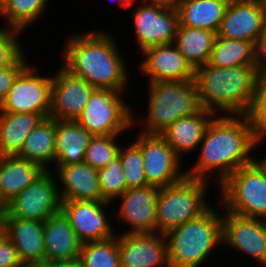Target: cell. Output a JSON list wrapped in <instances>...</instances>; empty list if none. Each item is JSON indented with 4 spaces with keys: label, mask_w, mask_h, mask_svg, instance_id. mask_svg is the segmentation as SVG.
Instances as JSON below:
<instances>
[{
    "label": "cell",
    "mask_w": 266,
    "mask_h": 267,
    "mask_svg": "<svg viewBox=\"0 0 266 267\" xmlns=\"http://www.w3.org/2000/svg\"><path fill=\"white\" fill-rule=\"evenodd\" d=\"M200 145V156L186 169V176L208 181L217 170L219 186L234 171L252 163L250 154L257 143L246 115L222 114L211 120Z\"/></svg>",
    "instance_id": "6da1fadb"
},
{
    "label": "cell",
    "mask_w": 266,
    "mask_h": 267,
    "mask_svg": "<svg viewBox=\"0 0 266 267\" xmlns=\"http://www.w3.org/2000/svg\"><path fill=\"white\" fill-rule=\"evenodd\" d=\"M69 36L61 53L62 66L94 88L125 93L131 77L114 36L100 30Z\"/></svg>",
    "instance_id": "7a4b0ae2"
},
{
    "label": "cell",
    "mask_w": 266,
    "mask_h": 267,
    "mask_svg": "<svg viewBox=\"0 0 266 267\" xmlns=\"http://www.w3.org/2000/svg\"><path fill=\"white\" fill-rule=\"evenodd\" d=\"M255 65L195 69L194 82L201 108L218 115H245L253 100L258 78ZM220 110V111H219ZM218 112V113H217Z\"/></svg>",
    "instance_id": "3957f363"
},
{
    "label": "cell",
    "mask_w": 266,
    "mask_h": 267,
    "mask_svg": "<svg viewBox=\"0 0 266 267\" xmlns=\"http://www.w3.org/2000/svg\"><path fill=\"white\" fill-rule=\"evenodd\" d=\"M170 267H201L222 241V214L211 206L165 235ZM220 244V245H219ZM211 253V254H210Z\"/></svg>",
    "instance_id": "277c9868"
},
{
    "label": "cell",
    "mask_w": 266,
    "mask_h": 267,
    "mask_svg": "<svg viewBox=\"0 0 266 267\" xmlns=\"http://www.w3.org/2000/svg\"><path fill=\"white\" fill-rule=\"evenodd\" d=\"M148 86L147 116L138 119L144 126L142 134H160L177 119L201 109L194 80L149 82Z\"/></svg>",
    "instance_id": "5b68a950"
},
{
    "label": "cell",
    "mask_w": 266,
    "mask_h": 267,
    "mask_svg": "<svg viewBox=\"0 0 266 267\" xmlns=\"http://www.w3.org/2000/svg\"><path fill=\"white\" fill-rule=\"evenodd\" d=\"M208 184L206 180L185 176L175 184L160 188L156 203V233L165 235L204 213L210 207L205 199Z\"/></svg>",
    "instance_id": "8992f818"
},
{
    "label": "cell",
    "mask_w": 266,
    "mask_h": 267,
    "mask_svg": "<svg viewBox=\"0 0 266 267\" xmlns=\"http://www.w3.org/2000/svg\"><path fill=\"white\" fill-rule=\"evenodd\" d=\"M219 188L225 211L266 220V178L253 163L234 171Z\"/></svg>",
    "instance_id": "52a82bcc"
},
{
    "label": "cell",
    "mask_w": 266,
    "mask_h": 267,
    "mask_svg": "<svg viewBox=\"0 0 266 267\" xmlns=\"http://www.w3.org/2000/svg\"><path fill=\"white\" fill-rule=\"evenodd\" d=\"M122 93L96 88L75 121L93 136L120 135L128 128L130 130L136 125V116L133 115L132 106L123 100Z\"/></svg>",
    "instance_id": "ba28073f"
},
{
    "label": "cell",
    "mask_w": 266,
    "mask_h": 267,
    "mask_svg": "<svg viewBox=\"0 0 266 267\" xmlns=\"http://www.w3.org/2000/svg\"><path fill=\"white\" fill-rule=\"evenodd\" d=\"M53 169L44 171L1 210V218L31 219L44 222L61 210V199Z\"/></svg>",
    "instance_id": "9c48e42d"
},
{
    "label": "cell",
    "mask_w": 266,
    "mask_h": 267,
    "mask_svg": "<svg viewBox=\"0 0 266 267\" xmlns=\"http://www.w3.org/2000/svg\"><path fill=\"white\" fill-rule=\"evenodd\" d=\"M36 65L28 64L15 78L0 112L37 113L49 117L52 76H40Z\"/></svg>",
    "instance_id": "30bf717a"
},
{
    "label": "cell",
    "mask_w": 266,
    "mask_h": 267,
    "mask_svg": "<svg viewBox=\"0 0 266 267\" xmlns=\"http://www.w3.org/2000/svg\"><path fill=\"white\" fill-rule=\"evenodd\" d=\"M135 139L140 147L148 185L163 188L181 181L186 171H181L182 160L160 134H142Z\"/></svg>",
    "instance_id": "8fae6325"
},
{
    "label": "cell",
    "mask_w": 266,
    "mask_h": 267,
    "mask_svg": "<svg viewBox=\"0 0 266 267\" xmlns=\"http://www.w3.org/2000/svg\"><path fill=\"white\" fill-rule=\"evenodd\" d=\"M139 51L173 43L179 25L177 9H167L139 1L131 13Z\"/></svg>",
    "instance_id": "7c38bea8"
},
{
    "label": "cell",
    "mask_w": 266,
    "mask_h": 267,
    "mask_svg": "<svg viewBox=\"0 0 266 267\" xmlns=\"http://www.w3.org/2000/svg\"><path fill=\"white\" fill-rule=\"evenodd\" d=\"M222 214L223 245L255 259L266 267V220L241 216L231 212Z\"/></svg>",
    "instance_id": "4fadbf2b"
},
{
    "label": "cell",
    "mask_w": 266,
    "mask_h": 267,
    "mask_svg": "<svg viewBox=\"0 0 266 267\" xmlns=\"http://www.w3.org/2000/svg\"><path fill=\"white\" fill-rule=\"evenodd\" d=\"M109 205L106 201H61L60 211L83 244L116 235L105 212Z\"/></svg>",
    "instance_id": "5bb4252c"
},
{
    "label": "cell",
    "mask_w": 266,
    "mask_h": 267,
    "mask_svg": "<svg viewBox=\"0 0 266 267\" xmlns=\"http://www.w3.org/2000/svg\"><path fill=\"white\" fill-rule=\"evenodd\" d=\"M95 89L61 66L57 75L52 76L49 117L76 120Z\"/></svg>",
    "instance_id": "9a60e30c"
},
{
    "label": "cell",
    "mask_w": 266,
    "mask_h": 267,
    "mask_svg": "<svg viewBox=\"0 0 266 267\" xmlns=\"http://www.w3.org/2000/svg\"><path fill=\"white\" fill-rule=\"evenodd\" d=\"M120 267H170L167 241L159 233L118 234Z\"/></svg>",
    "instance_id": "2e32d148"
},
{
    "label": "cell",
    "mask_w": 266,
    "mask_h": 267,
    "mask_svg": "<svg viewBox=\"0 0 266 267\" xmlns=\"http://www.w3.org/2000/svg\"><path fill=\"white\" fill-rule=\"evenodd\" d=\"M141 54L145 58L137 71L149 82L194 80L195 69L173 43L148 47Z\"/></svg>",
    "instance_id": "e0dca14e"
},
{
    "label": "cell",
    "mask_w": 266,
    "mask_h": 267,
    "mask_svg": "<svg viewBox=\"0 0 266 267\" xmlns=\"http://www.w3.org/2000/svg\"><path fill=\"white\" fill-rule=\"evenodd\" d=\"M160 188L147 185L127 189L117 199L121 200L119 221L129 224L123 234L156 233V203Z\"/></svg>",
    "instance_id": "ac0fdd59"
},
{
    "label": "cell",
    "mask_w": 266,
    "mask_h": 267,
    "mask_svg": "<svg viewBox=\"0 0 266 267\" xmlns=\"http://www.w3.org/2000/svg\"><path fill=\"white\" fill-rule=\"evenodd\" d=\"M266 25V15L254 0H230L217 37L256 43Z\"/></svg>",
    "instance_id": "d6986e66"
},
{
    "label": "cell",
    "mask_w": 266,
    "mask_h": 267,
    "mask_svg": "<svg viewBox=\"0 0 266 267\" xmlns=\"http://www.w3.org/2000/svg\"><path fill=\"white\" fill-rule=\"evenodd\" d=\"M54 167L56 181L62 184H58L61 201H104L96 169L85 162Z\"/></svg>",
    "instance_id": "ffe728a7"
},
{
    "label": "cell",
    "mask_w": 266,
    "mask_h": 267,
    "mask_svg": "<svg viewBox=\"0 0 266 267\" xmlns=\"http://www.w3.org/2000/svg\"><path fill=\"white\" fill-rule=\"evenodd\" d=\"M6 237L16 247L25 267H36L44 262L43 222L31 219L2 218Z\"/></svg>",
    "instance_id": "44dd1931"
},
{
    "label": "cell",
    "mask_w": 266,
    "mask_h": 267,
    "mask_svg": "<svg viewBox=\"0 0 266 267\" xmlns=\"http://www.w3.org/2000/svg\"><path fill=\"white\" fill-rule=\"evenodd\" d=\"M215 116L213 112L201 108L195 114L174 121L160 133V136L182 160V155L197 150L208 125Z\"/></svg>",
    "instance_id": "7402d4cb"
},
{
    "label": "cell",
    "mask_w": 266,
    "mask_h": 267,
    "mask_svg": "<svg viewBox=\"0 0 266 267\" xmlns=\"http://www.w3.org/2000/svg\"><path fill=\"white\" fill-rule=\"evenodd\" d=\"M44 261H69L79 258L82 243L60 211L43 222Z\"/></svg>",
    "instance_id": "603a6c76"
},
{
    "label": "cell",
    "mask_w": 266,
    "mask_h": 267,
    "mask_svg": "<svg viewBox=\"0 0 266 267\" xmlns=\"http://www.w3.org/2000/svg\"><path fill=\"white\" fill-rule=\"evenodd\" d=\"M44 171L38 164L16 155L0 156V210Z\"/></svg>",
    "instance_id": "cb8c5ba5"
},
{
    "label": "cell",
    "mask_w": 266,
    "mask_h": 267,
    "mask_svg": "<svg viewBox=\"0 0 266 267\" xmlns=\"http://www.w3.org/2000/svg\"><path fill=\"white\" fill-rule=\"evenodd\" d=\"M93 135L75 120H56L55 165L82 163Z\"/></svg>",
    "instance_id": "d4e9b609"
},
{
    "label": "cell",
    "mask_w": 266,
    "mask_h": 267,
    "mask_svg": "<svg viewBox=\"0 0 266 267\" xmlns=\"http://www.w3.org/2000/svg\"><path fill=\"white\" fill-rule=\"evenodd\" d=\"M230 0H180L179 25L217 33Z\"/></svg>",
    "instance_id": "484cf974"
},
{
    "label": "cell",
    "mask_w": 266,
    "mask_h": 267,
    "mask_svg": "<svg viewBox=\"0 0 266 267\" xmlns=\"http://www.w3.org/2000/svg\"><path fill=\"white\" fill-rule=\"evenodd\" d=\"M44 118L37 113L0 112V156L17 155L27 135Z\"/></svg>",
    "instance_id": "4316f807"
},
{
    "label": "cell",
    "mask_w": 266,
    "mask_h": 267,
    "mask_svg": "<svg viewBox=\"0 0 266 267\" xmlns=\"http://www.w3.org/2000/svg\"><path fill=\"white\" fill-rule=\"evenodd\" d=\"M55 135L56 120L44 118L27 135L20 152L19 158L38 164L43 170H51L48 164L55 161Z\"/></svg>",
    "instance_id": "83f0119b"
},
{
    "label": "cell",
    "mask_w": 266,
    "mask_h": 267,
    "mask_svg": "<svg viewBox=\"0 0 266 267\" xmlns=\"http://www.w3.org/2000/svg\"><path fill=\"white\" fill-rule=\"evenodd\" d=\"M216 36L214 31L178 25L173 44L196 69L209 62Z\"/></svg>",
    "instance_id": "f1b7e54d"
},
{
    "label": "cell",
    "mask_w": 266,
    "mask_h": 267,
    "mask_svg": "<svg viewBox=\"0 0 266 267\" xmlns=\"http://www.w3.org/2000/svg\"><path fill=\"white\" fill-rule=\"evenodd\" d=\"M208 63L216 67L255 65L254 43L216 36Z\"/></svg>",
    "instance_id": "f546056e"
},
{
    "label": "cell",
    "mask_w": 266,
    "mask_h": 267,
    "mask_svg": "<svg viewBox=\"0 0 266 267\" xmlns=\"http://www.w3.org/2000/svg\"><path fill=\"white\" fill-rule=\"evenodd\" d=\"M49 0H0V18L7 27L24 29L44 16ZM42 15V16H41Z\"/></svg>",
    "instance_id": "4dcf8cb0"
},
{
    "label": "cell",
    "mask_w": 266,
    "mask_h": 267,
    "mask_svg": "<svg viewBox=\"0 0 266 267\" xmlns=\"http://www.w3.org/2000/svg\"><path fill=\"white\" fill-rule=\"evenodd\" d=\"M79 260L83 267H120L117 234L81 245Z\"/></svg>",
    "instance_id": "1f68e13d"
},
{
    "label": "cell",
    "mask_w": 266,
    "mask_h": 267,
    "mask_svg": "<svg viewBox=\"0 0 266 267\" xmlns=\"http://www.w3.org/2000/svg\"><path fill=\"white\" fill-rule=\"evenodd\" d=\"M119 135H96L86 148L83 162L96 170L106 167L119 154ZM118 143V144H117Z\"/></svg>",
    "instance_id": "d6a6232c"
},
{
    "label": "cell",
    "mask_w": 266,
    "mask_h": 267,
    "mask_svg": "<svg viewBox=\"0 0 266 267\" xmlns=\"http://www.w3.org/2000/svg\"><path fill=\"white\" fill-rule=\"evenodd\" d=\"M118 155L123 167L127 189L147 186L140 147L133 141L127 147L120 146Z\"/></svg>",
    "instance_id": "836d02e7"
},
{
    "label": "cell",
    "mask_w": 266,
    "mask_h": 267,
    "mask_svg": "<svg viewBox=\"0 0 266 267\" xmlns=\"http://www.w3.org/2000/svg\"><path fill=\"white\" fill-rule=\"evenodd\" d=\"M102 199L113 203L126 190L123 167L119 155L109 164L97 170Z\"/></svg>",
    "instance_id": "e575fe53"
},
{
    "label": "cell",
    "mask_w": 266,
    "mask_h": 267,
    "mask_svg": "<svg viewBox=\"0 0 266 267\" xmlns=\"http://www.w3.org/2000/svg\"><path fill=\"white\" fill-rule=\"evenodd\" d=\"M253 129L257 147L266 138V76H258L253 100L245 114Z\"/></svg>",
    "instance_id": "d590c367"
},
{
    "label": "cell",
    "mask_w": 266,
    "mask_h": 267,
    "mask_svg": "<svg viewBox=\"0 0 266 267\" xmlns=\"http://www.w3.org/2000/svg\"><path fill=\"white\" fill-rule=\"evenodd\" d=\"M22 33L23 31L12 27L0 28V68L14 66L25 55L18 39Z\"/></svg>",
    "instance_id": "8d00e7d4"
},
{
    "label": "cell",
    "mask_w": 266,
    "mask_h": 267,
    "mask_svg": "<svg viewBox=\"0 0 266 267\" xmlns=\"http://www.w3.org/2000/svg\"><path fill=\"white\" fill-rule=\"evenodd\" d=\"M25 55L14 65L0 68V103L8 95L17 75L29 64Z\"/></svg>",
    "instance_id": "74e56055"
},
{
    "label": "cell",
    "mask_w": 266,
    "mask_h": 267,
    "mask_svg": "<svg viewBox=\"0 0 266 267\" xmlns=\"http://www.w3.org/2000/svg\"><path fill=\"white\" fill-rule=\"evenodd\" d=\"M0 267H25L19 259L16 247L6 236L0 242Z\"/></svg>",
    "instance_id": "f35d334b"
},
{
    "label": "cell",
    "mask_w": 266,
    "mask_h": 267,
    "mask_svg": "<svg viewBox=\"0 0 266 267\" xmlns=\"http://www.w3.org/2000/svg\"><path fill=\"white\" fill-rule=\"evenodd\" d=\"M255 67L259 76H266V25L254 44Z\"/></svg>",
    "instance_id": "ab89813d"
},
{
    "label": "cell",
    "mask_w": 266,
    "mask_h": 267,
    "mask_svg": "<svg viewBox=\"0 0 266 267\" xmlns=\"http://www.w3.org/2000/svg\"><path fill=\"white\" fill-rule=\"evenodd\" d=\"M36 267H83L79 258L69 261H44Z\"/></svg>",
    "instance_id": "60d3db41"
},
{
    "label": "cell",
    "mask_w": 266,
    "mask_h": 267,
    "mask_svg": "<svg viewBox=\"0 0 266 267\" xmlns=\"http://www.w3.org/2000/svg\"><path fill=\"white\" fill-rule=\"evenodd\" d=\"M143 3L164 7L167 9H177L180 0H139Z\"/></svg>",
    "instance_id": "b9f144b4"
},
{
    "label": "cell",
    "mask_w": 266,
    "mask_h": 267,
    "mask_svg": "<svg viewBox=\"0 0 266 267\" xmlns=\"http://www.w3.org/2000/svg\"><path fill=\"white\" fill-rule=\"evenodd\" d=\"M261 160V161H260ZM257 160L256 158L252 159V163L259 169V171L265 176L266 178V157L264 159Z\"/></svg>",
    "instance_id": "7bdbcfd3"
},
{
    "label": "cell",
    "mask_w": 266,
    "mask_h": 267,
    "mask_svg": "<svg viewBox=\"0 0 266 267\" xmlns=\"http://www.w3.org/2000/svg\"><path fill=\"white\" fill-rule=\"evenodd\" d=\"M135 1L136 0H116V2L118 3V5H120L123 8H127V7L129 8L130 6H132L134 4Z\"/></svg>",
    "instance_id": "ee69618b"
},
{
    "label": "cell",
    "mask_w": 266,
    "mask_h": 267,
    "mask_svg": "<svg viewBox=\"0 0 266 267\" xmlns=\"http://www.w3.org/2000/svg\"><path fill=\"white\" fill-rule=\"evenodd\" d=\"M5 236H6L5 225L2 218L0 217V242Z\"/></svg>",
    "instance_id": "f6af8a7d"
},
{
    "label": "cell",
    "mask_w": 266,
    "mask_h": 267,
    "mask_svg": "<svg viewBox=\"0 0 266 267\" xmlns=\"http://www.w3.org/2000/svg\"><path fill=\"white\" fill-rule=\"evenodd\" d=\"M264 11L266 15V0H254Z\"/></svg>",
    "instance_id": "bcb514c9"
}]
</instances>
